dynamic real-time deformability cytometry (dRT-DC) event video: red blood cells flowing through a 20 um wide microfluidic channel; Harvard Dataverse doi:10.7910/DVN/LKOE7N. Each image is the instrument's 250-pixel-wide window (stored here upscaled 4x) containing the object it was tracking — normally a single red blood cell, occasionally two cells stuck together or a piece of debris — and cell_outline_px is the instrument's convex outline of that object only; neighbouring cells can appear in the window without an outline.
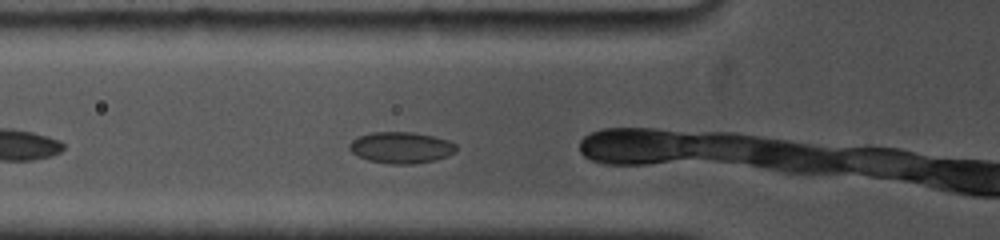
{"species": "common noctule bat (a hibernating species)", "species_latin": "Nyctalus noctula", "temperature_condition": "cold", "stored_images_in_passage": 6, "camera_frame_rate_fps": 5000, "um_per_image_px": 0.085, "animal": {"sex": "female", "body_mass_g": 19.0, "forearm_length_mm": 53.3}, "frame": {"image": 1, "passage_image": 3, "time_ms": 1.6, "image_size_px": [1000, 240], "cell_outline_px": [[456, 152], [432, 160], [412, 164], [392, 164], [368, 160], [352, 152], [348, 148], [348, 144], [352, 140], [360, 136], [372, 132], [412, 132], [432, 136], [448, 140], [456, 144]], "centroid_in_image_um": [34.07, 12.53], "position_along_channel_um": 91.7, "area_um2": 19.25}}